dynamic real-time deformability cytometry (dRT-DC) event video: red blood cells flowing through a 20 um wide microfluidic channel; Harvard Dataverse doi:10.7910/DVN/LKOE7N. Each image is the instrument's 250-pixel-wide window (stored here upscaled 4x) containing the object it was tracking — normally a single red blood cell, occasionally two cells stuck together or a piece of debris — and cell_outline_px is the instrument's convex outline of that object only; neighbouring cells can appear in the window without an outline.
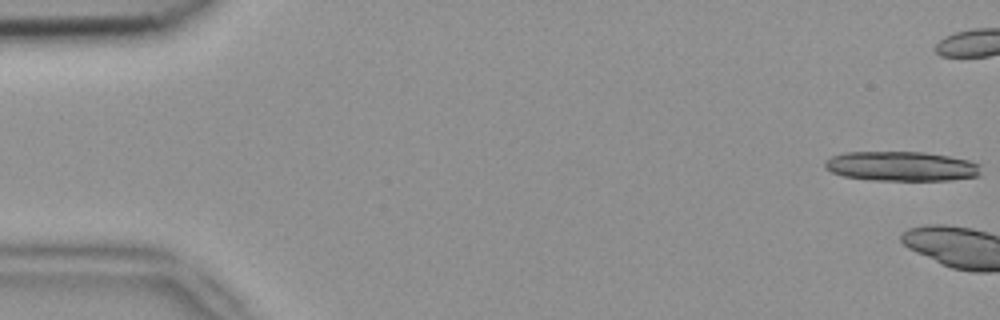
{"species": "common noctule bat (a hibernating species)", "species_latin": "Nyctalus noctula", "temperature_condition": "room temperature", "stored_images_in_passage": 4, "camera_frame_rate_fps": 3000, "um_per_image_px": 0.085, "animal": {"sex": "female", "body_mass_g": 18.4}, "frame": {"image": 1, "passage_image": 1, "time_ms": 0.0, "image_size_px": [1000, 320], "cell_outline_px": [[980, 172], [976, 176], [952, 180], [872, 180], [844, 176], [832, 172], [824, 168], [824, 160], [832, 156], [844, 152], [924, 152], [948, 156], [968, 160], [980, 164]], "centroid_in_image_um": [76.58, 14.13], "position_along_channel_um": 8.4, "area_um2": 26.93}}